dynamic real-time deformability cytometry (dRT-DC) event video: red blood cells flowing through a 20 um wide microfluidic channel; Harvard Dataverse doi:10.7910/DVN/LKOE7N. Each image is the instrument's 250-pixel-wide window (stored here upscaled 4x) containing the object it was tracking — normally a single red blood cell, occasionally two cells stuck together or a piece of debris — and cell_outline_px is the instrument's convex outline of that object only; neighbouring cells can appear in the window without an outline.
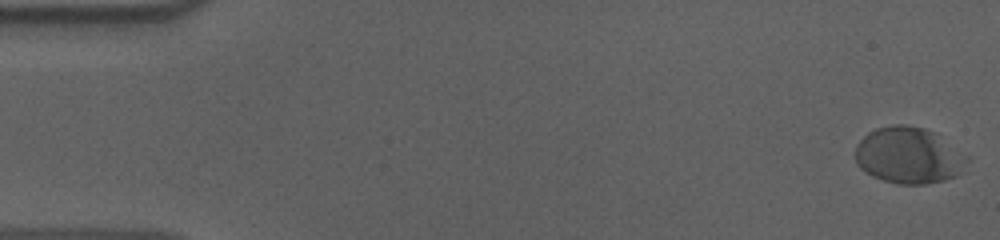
{"species": "human", "species_latin": "Homo sapiens", "temperature_condition": "cold", "stored_images_in_passage": 57, "camera_frame_rate_fps": 3000, "um_per_image_px": 0.085, "donor": {"sex": "male"}, "frame": {"image": 1, "passage_image": 1, "time_ms": 0.0, "image_size_px": [1000, 240], "cell_outline_px": [[968, 160], [960, 172], [956, 176], [944, 180], [924, 184], [896, 184], [872, 176], [864, 172], [856, 164], [856, 144], [868, 132], [876, 128], [896, 124], [904, 124], [924, 128], [936, 132], [968, 156]], "centroid_in_image_um": [77.23, 13.2], "position_along_channel_um": 7.8, "area_um2": 36.93}}
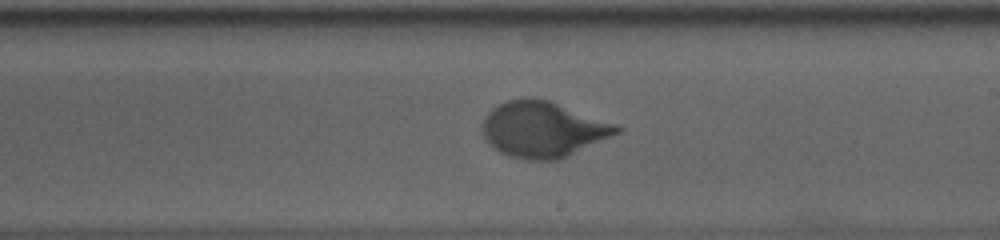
{"frame": {"image": 2, "passage_image": 33, "time_ms": 10.667, "image_size_px": [1000, 240], "cell_outline_px": [[624, 132], [560, 160], [528, 160], [512, 156], [500, 152], [488, 144], [480, 128], [480, 124], [484, 116], [492, 108], [504, 100], [532, 96], [548, 100], [616, 124], [624, 128]], "centroid_in_image_um": [46.16, 10.99], "position_along_channel_um": 242.8, "area_um2": 44.39}}
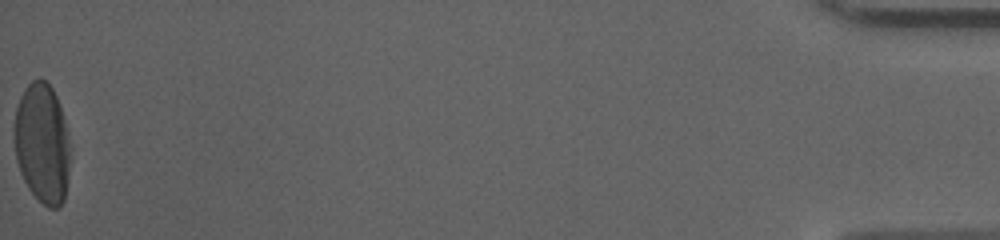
{"frame": {"image": 3, "passage_image": 57, "time_ms": 18.667, "image_size_px": [1000, 240], "cell_outline_px": [[68, 172], [64, 200], [60, 208], [48, 208], [28, 188], [20, 172], [16, 160], [12, 136], [16, 108], [20, 96], [24, 88], [32, 80], [40, 76], [52, 88], [56, 96], [68, 132]], "centroid_in_image_um": [3.55, 12.16], "position_along_channel_um": 431.7, "area_um2": 39.25}, "authors_computed_cell_mechanics": {"area_um2": 39.9976, "velocity_mm_per_s": 3.6079, "shape_relaxation_time_tau1_ms": 4.129, "shape_relaxation_time_tau2_ms": null, "deformation_change_tau1": 0.1801, "deformation_change_tau2": null}}